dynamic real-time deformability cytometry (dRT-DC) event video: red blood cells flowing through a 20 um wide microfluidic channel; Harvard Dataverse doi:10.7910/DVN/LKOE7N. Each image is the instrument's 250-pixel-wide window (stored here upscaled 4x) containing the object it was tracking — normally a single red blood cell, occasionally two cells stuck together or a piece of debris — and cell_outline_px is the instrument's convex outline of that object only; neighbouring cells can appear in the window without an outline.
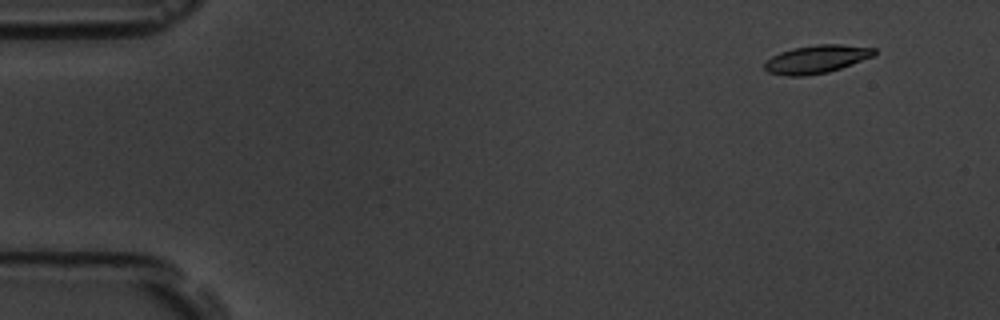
{"species": "common noctule bat (a hibernating species)", "species_latin": "Nyctalus noctula", "temperature_condition": "room temperature", "stored_images_in_passage": 5, "camera_frame_rate_fps": 3000, "um_per_image_px": 0.085, "animal": {"sex": "male", "body_mass_g": 19.5, "forearm_length_mm": 54.6}, "frame": {"image": 1, "passage_image": 2, "time_ms": 1.333, "image_size_px": [1000, 320], "cell_outline_px": [[876, 52], [872, 56], [840, 68], [828, 72], [804, 76], [784, 76], [768, 72], [764, 68], [764, 64], [772, 56], [780, 52], [792, 48], [816, 44], [840, 44], [876, 48]], "centroid_in_image_um": [69.37, 5.03], "position_along_channel_um": 15.6, "area_um2": 17.86}}